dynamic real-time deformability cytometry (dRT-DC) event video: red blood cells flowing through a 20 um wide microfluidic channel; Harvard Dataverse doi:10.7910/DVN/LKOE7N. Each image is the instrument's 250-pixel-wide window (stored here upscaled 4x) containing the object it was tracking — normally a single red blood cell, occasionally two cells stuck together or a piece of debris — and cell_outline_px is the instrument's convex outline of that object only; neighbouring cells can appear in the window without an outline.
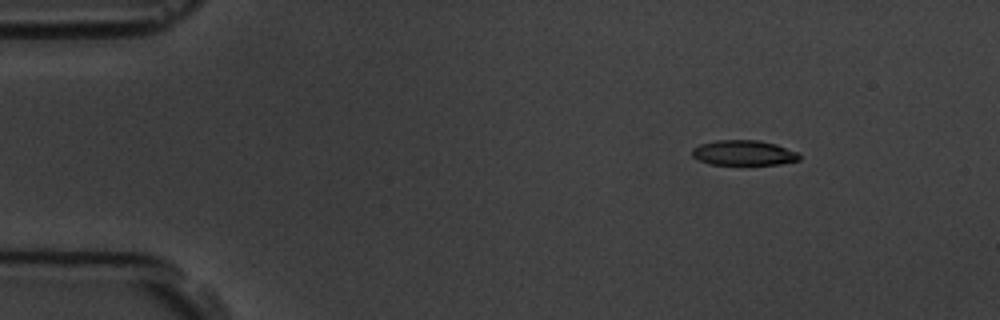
{"species": "common noctule bat (a hibernating species)", "species_latin": "Nyctalus noctula", "temperature_condition": "room temperature", "stored_images_in_passage": 4, "camera_frame_rate_fps": 3000, "um_per_image_px": 0.085, "animal": {"sex": "male", "body_mass_g": 19.5, "forearm_length_mm": 54.6}, "frame": {"image": 1, "passage_image": 2, "time_ms": 1.333, "image_size_px": [1000, 320], "cell_outline_px": [[800, 160], [780, 164], [708, 164], [692, 156], [692, 148], [700, 144], [716, 140], [756, 140], [776, 144], [800, 152]], "centroid_in_image_um": [63.24, 12.98], "position_along_channel_um": 21.8, "area_um2": 15.72}}
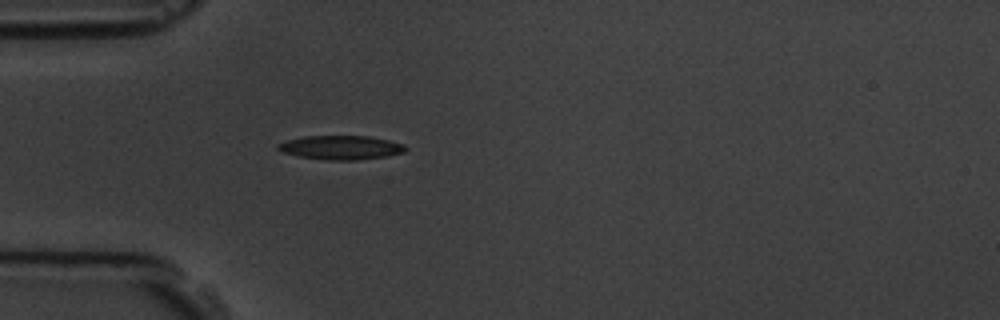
{"frame": {"image": 2, "passage_image": 4, "time_ms": 4.333, "image_size_px": [1000, 320], "cell_outline_px": [[408, 148], [404, 152], [388, 156], [356, 160], [328, 160], [296, 156], [284, 152], [276, 148], [276, 144], [288, 140], [304, 136], [368, 136], [388, 140], [404, 144]], "centroid_in_image_um": [28.98, 12.54], "position_along_channel_um": 56.0, "area_um2": 17.86}}